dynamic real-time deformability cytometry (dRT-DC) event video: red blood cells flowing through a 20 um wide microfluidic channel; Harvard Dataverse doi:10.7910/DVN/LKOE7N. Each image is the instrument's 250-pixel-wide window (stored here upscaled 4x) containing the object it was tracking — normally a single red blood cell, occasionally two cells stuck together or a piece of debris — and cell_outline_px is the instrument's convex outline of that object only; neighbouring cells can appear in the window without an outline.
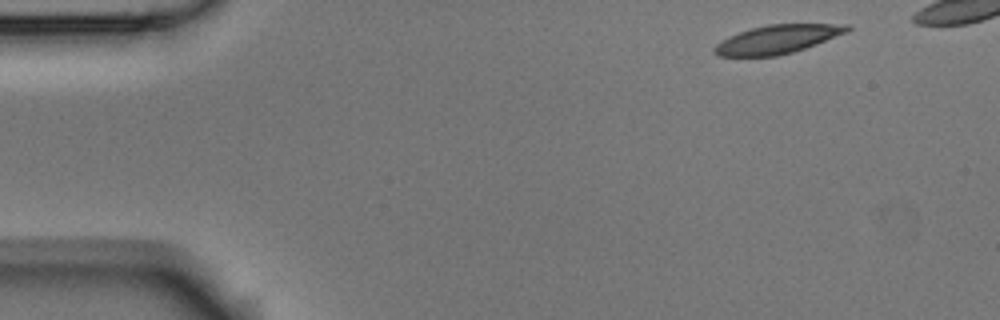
{"species": "Egyptian fruit bat (a non-hibernating species)", "species_latin": "Rousettus aegyptiacus", "temperature_condition": "room temperature", "stored_images_in_passage": 4, "camera_frame_rate_fps": 3000, "um_per_image_px": 0.085, "animal": {"sex": "male"}, "frame": {"image": 1, "passage_image": 1, "time_ms": 0.0, "image_size_px": [1000, 320], "cell_outline_px": [[852, 28], [844, 32], [816, 44], [792, 52], [776, 56], [716, 56], [712, 52], [712, 48], [716, 44], [728, 36], [752, 28], [768, 24], [852, 24]], "centroid_in_image_um": [66.02, 3.34], "position_along_channel_um": 19.0, "area_um2": 21.91}}